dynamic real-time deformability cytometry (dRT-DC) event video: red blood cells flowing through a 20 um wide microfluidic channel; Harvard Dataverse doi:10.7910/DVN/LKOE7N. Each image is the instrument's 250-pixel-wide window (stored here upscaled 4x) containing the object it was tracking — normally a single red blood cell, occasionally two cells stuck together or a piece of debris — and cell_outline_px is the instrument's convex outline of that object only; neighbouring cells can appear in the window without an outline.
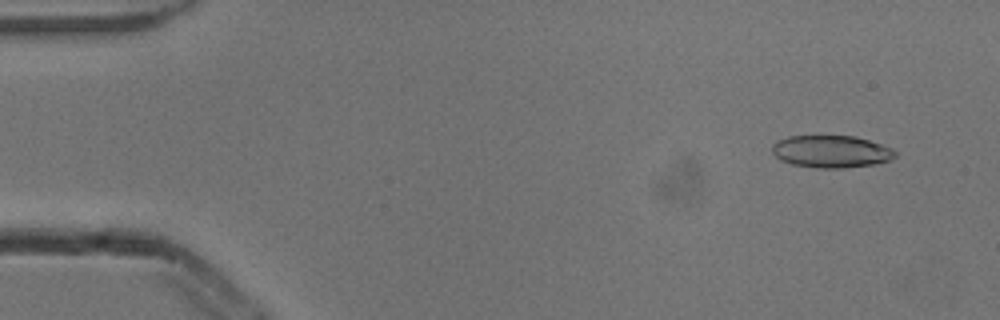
{"species": "common noctule bat (a hibernating species)", "species_latin": "Nyctalus noctula", "temperature_condition": "cold", "stored_images_in_passage": 6, "camera_frame_rate_fps": 3000, "um_per_image_px": 0.085, "animal": {"sex": "male", "body_mass_g": 13.3}, "frame": {"image": 1, "passage_image": 2, "time_ms": 0.333, "image_size_px": [1000, 320], "cell_outline_px": [[896, 156], [888, 160], [872, 164], [844, 168], [816, 168], [792, 164], [780, 160], [772, 152], [772, 144], [776, 140], [788, 136], [856, 136], [892, 148], [896, 152]], "centroid_in_image_um": [70.61, 12.87], "position_along_channel_um": 14.4, "area_um2": 23.12}}
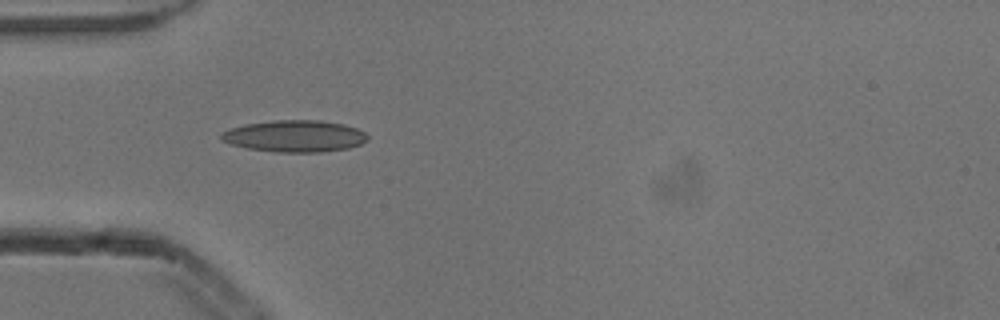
{"frame": {"image": 2, "passage_image": 5, "time_ms": 1.333, "image_size_px": [1000, 320], "cell_outline_px": [[368, 140], [360, 144], [348, 148], [320, 152], [272, 152], [248, 148], [232, 144], [220, 140], [220, 132], [244, 124], [272, 120], [320, 120], [344, 124], [356, 128], [364, 132], [368, 136]], "centroid_in_image_um": [25.03, 11.56], "position_along_channel_um": 60.0, "area_um2": 27.17}}
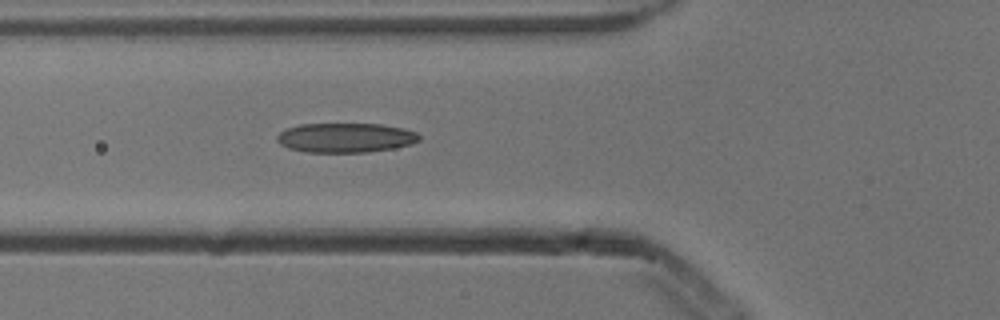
{"frame": {"image": 3, "passage_image": 6, "time_ms": 1.667, "image_size_px": [1000, 320], "cell_outline_px": [[420, 140], [412, 144], [392, 148], [368, 152], [308, 152], [288, 148], [280, 144], [276, 140], [276, 136], [280, 132], [288, 128], [300, 124], [380, 124], [404, 128], [416, 132], [420, 136]], "centroid_in_image_um": [29.38, 11.7], "position_along_channel_um": 96.4, "area_um2": 24.45}}